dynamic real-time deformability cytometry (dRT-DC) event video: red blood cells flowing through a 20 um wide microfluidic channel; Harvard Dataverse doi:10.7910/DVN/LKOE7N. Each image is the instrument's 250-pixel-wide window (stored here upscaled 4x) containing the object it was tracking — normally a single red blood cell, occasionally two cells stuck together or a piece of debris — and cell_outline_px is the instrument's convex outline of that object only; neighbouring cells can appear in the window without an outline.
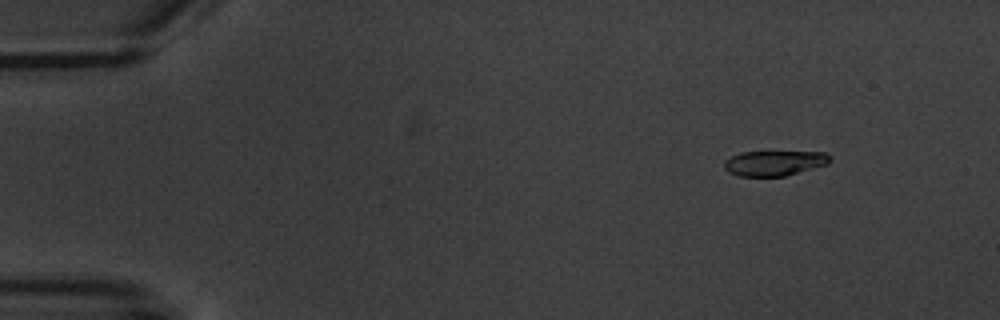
{"species": "common noctule bat (a hibernating species)", "species_latin": "Nyctalus noctula", "temperature_condition": "warm", "stored_images_in_passage": 5, "camera_frame_rate_fps": 3000, "um_per_image_px": 0.085, "animal": {"sex": "male", "body_mass_g": 20.1, "forearm_length_mm": 53.5}, "frame": {"image": 1, "passage_image": 2, "time_ms": 1.333, "image_size_px": [1000, 320], "cell_outline_px": [[832, 160], [828, 164], [784, 176], [736, 176], [728, 172], [724, 168], [724, 160], [740, 152], [828, 152], [832, 156]], "centroid_in_image_um": [65.83, 13.86], "position_along_channel_um": 19.2, "area_um2": 15.61}}
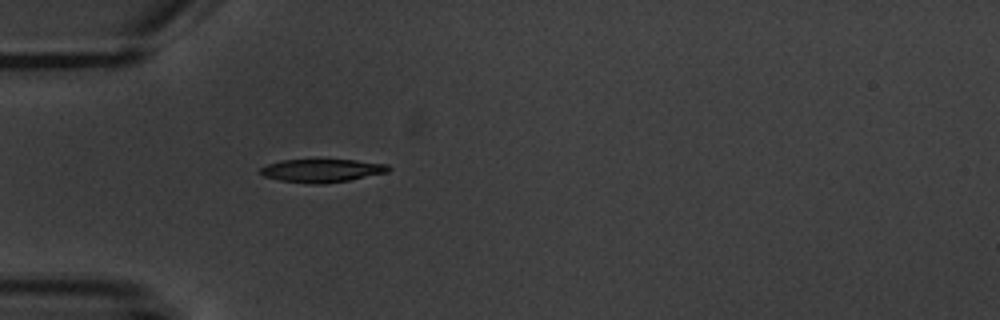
{"frame": {"image": 2, "passage_image": 5, "time_ms": 5.0, "image_size_px": [1000, 320], "cell_outline_px": [[392, 168], [388, 172], [348, 180], [324, 184], [312, 184], [280, 180], [264, 176], [260, 172], [260, 168], [268, 164], [280, 160], [316, 156], [356, 160], [388, 164]], "centroid_in_image_um": [27.36, 14.44], "position_along_channel_um": 57.6, "area_um2": 18.32}}